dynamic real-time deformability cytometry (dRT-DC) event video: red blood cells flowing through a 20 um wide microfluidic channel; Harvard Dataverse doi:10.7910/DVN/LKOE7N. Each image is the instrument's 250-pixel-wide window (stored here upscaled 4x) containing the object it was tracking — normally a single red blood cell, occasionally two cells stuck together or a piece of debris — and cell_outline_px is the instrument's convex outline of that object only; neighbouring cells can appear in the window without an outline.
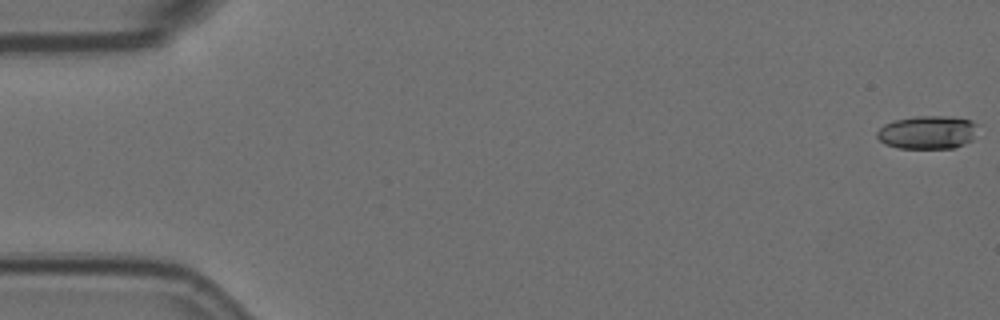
{"species": "Egyptian fruit bat (a non-hibernating species)", "species_latin": "Rousettus aegyptiacus", "temperature_condition": "room temperature", "stored_images_in_passage": 6, "camera_frame_rate_fps": 3000, "um_per_image_px": 0.085, "animal": {"sex": "female"}, "frame": {"image": 1, "passage_image": 1, "time_ms": 0.0, "image_size_px": [1000, 320], "cell_outline_px": [[980, 124], [972, 140], [964, 144], [952, 148], [896, 148], [884, 144], [876, 136], [876, 132], [884, 124], [892, 120], [916, 116], [944, 116], [972, 120]], "centroid_in_image_um": [78.84, 11.24], "position_along_channel_um": 6.2, "area_um2": 19.83}}